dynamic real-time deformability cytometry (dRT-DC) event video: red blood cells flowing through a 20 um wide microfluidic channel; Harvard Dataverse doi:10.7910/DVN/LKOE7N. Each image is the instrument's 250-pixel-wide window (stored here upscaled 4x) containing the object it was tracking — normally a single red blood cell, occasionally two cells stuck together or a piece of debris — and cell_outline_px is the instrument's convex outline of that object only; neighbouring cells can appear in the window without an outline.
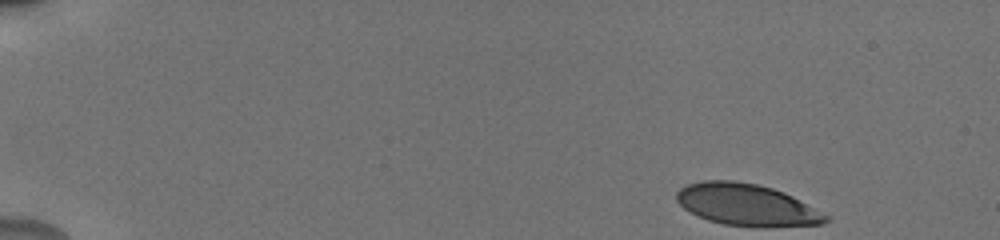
{"species": "human", "species_latin": "Homo sapiens", "temperature_condition": "cold", "stored_images_in_passage": 50, "camera_frame_rate_fps": 3000, "um_per_image_px": 0.085, "donor": {"sex": "male"}, "frame": {"image": 1, "passage_image": 1, "time_ms": 0.0, "image_size_px": [1000, 240], "cell_outline_px": [[824, 220], [816, 224], [732, 224], [712, 220], [700, 216], [692, 212], [680, 200], [680, 192], [684, 188], [692, 184], [752, 184], [768, 188], [780, 192], [796, 200]], "centroid_in_image_um": [63.38, 17.42], "position_along_channel_um": 21.6, "area_um2": 30.87}}
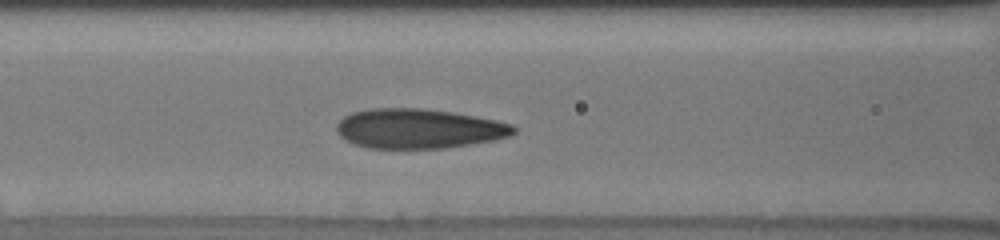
{"frame": {"image": 2, "passage_image": 20, "time_ms": 6.333, "image_size_px": [1000, 240], "cell_outline_px": [[512, 132], [500, 136], [456, 144], [416, 148], [384, 148], [364, 144], [352, 140], [344, 136], [340, 132], [340, 124], [348, 116], [360, 112], [440, 112], [488, 120], [504, 124], [512, 128]], "centroid_in_image_um": [35.53, 10.98], "position_along_channel_um": 131.1, "area_um2": 34.62}}
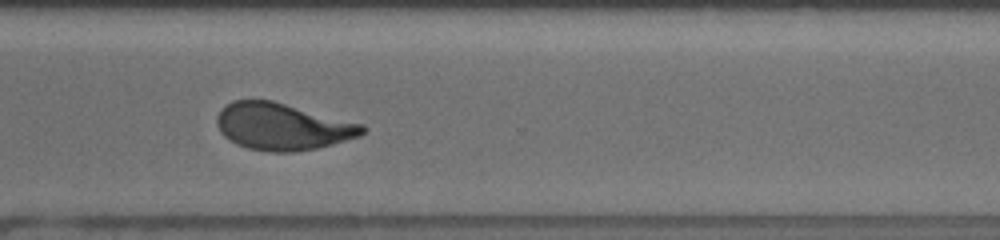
{"frame": {"image": 3, "passage_image": 37, "time_ms": 12.0, "image_size_px": [1000, 240], "cell_outline_px": [[364, 132], [352, 136], [312, 148], [252, 148], [240, 144], [232, 140], [220, 128], [220, 112], [228, 104], [236, 100], [268, 100], [356, 124], [364, 128]], "centroid_in_image_um": [23.91, 10.69], "position_along_channel_um": 346.7, "area_um2": 35.55}, "authors_computed_cell_mechanics": {"area_um2": 34.4777, "velocity_mm_per_s": 3.8044, "shape_relaxation_time_tau1_ms": 5.1083, "shape_relaxation_time_tau2_ms": 1.099, "deformation_change_tau1": 0.2031, "deformation_change_tau2": 0.08}}